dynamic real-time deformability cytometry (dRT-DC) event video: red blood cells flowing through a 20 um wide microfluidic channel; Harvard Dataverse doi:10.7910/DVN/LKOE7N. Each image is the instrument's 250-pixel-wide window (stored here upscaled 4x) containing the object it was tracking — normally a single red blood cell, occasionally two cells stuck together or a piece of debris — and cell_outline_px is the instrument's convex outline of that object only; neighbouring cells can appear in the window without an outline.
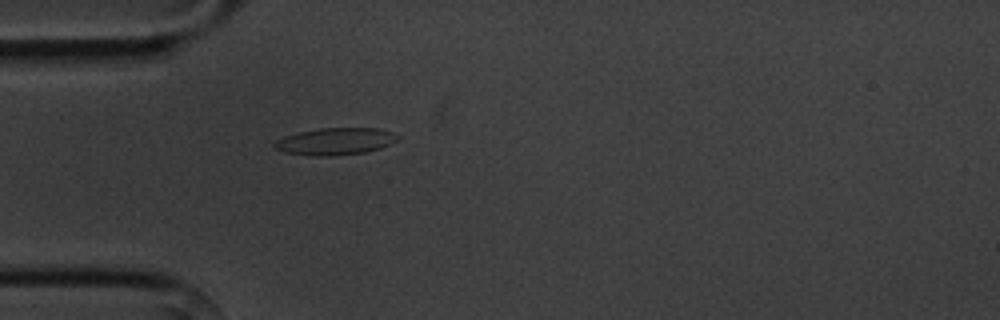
{"species": "common noctule bat (a hibernating species)", "species_latin": "Nyctalus noctula", "temperature_condition": "cold", "stored_images_in_passage": 2, "camera_frame_rate_fps": 3000, "um_per_image_px": 0.085, "animal": {"sex": "male", "body_mass_g": 20.1, "forearm_length_mm": 53.5}, "frame": {"image": 1, "passage_image": 2, "time_ms": 1.0, "image_size_px": [1000, 320], "cell_outline_px": [[400, 136], [396, 140], [380, 148], [364, 152], [332, 156], [316, 156], [284, 152], [276, 148], [272, 144], [276, 140], [284, 136], [300, 132], [320, 128], [376, 128], [392, 132]], "centroid_in_image_um": [28.48, 12.01], "position_along_channel_um": 56.5, "area_um2": 19.19}}